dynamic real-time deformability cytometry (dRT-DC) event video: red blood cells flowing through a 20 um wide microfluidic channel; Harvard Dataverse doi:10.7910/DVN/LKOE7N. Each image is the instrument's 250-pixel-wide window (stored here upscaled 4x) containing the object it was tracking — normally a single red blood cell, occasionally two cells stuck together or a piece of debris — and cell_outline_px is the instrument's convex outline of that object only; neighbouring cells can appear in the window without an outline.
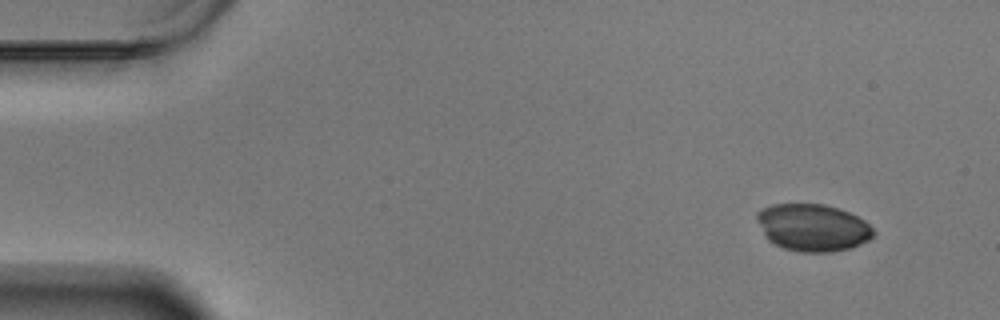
{"species": "Egyptian fruit bat (a non-hibernating species)", "species_latin": "Rousettus aegyptiacus", "temperature_condition": "warm", "stored_images_in_passage": 55, "camera_frame_rate_fps": 3000, "um_per_image_px": 0.085, "animal": {"sex": "male"}, "frame": {"image": 1, "passage_image": 1, "time_ms": 0.0, "image_size_px": [1000, 320], "cell_outline_px": [[876, 232], [868, 240], [852, 248], [832, 252], [800, 252], [784, 248], [768, 240], [764, 236], [756, 220], [756, 212], [772, 204], [824, 204], [840, 208], [864, 220]], "centroid_in_image_um": [69.07, 19.34], "position_along_channel_um": 15.9, "area_um2": 32.19}}
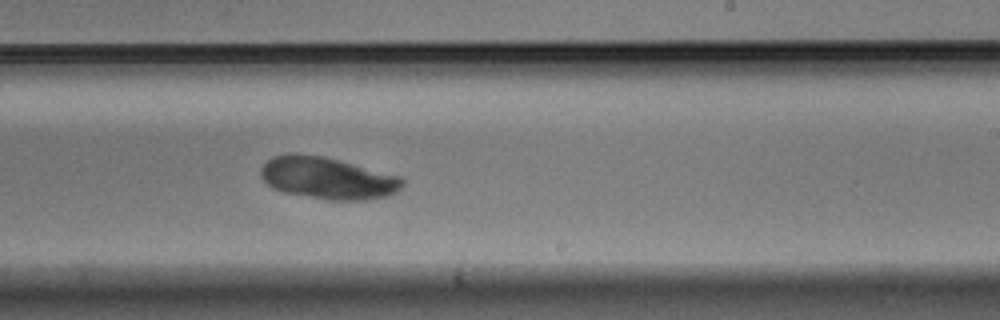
{"frame": {"image": 2, "passage_image": 32, "time_ms": 10.333, "image_size_px": [1000, 320], "cell_outline_px": [[404, 184], [396, 192], [388, 196], [364, 200], [328, 200], [284, 192], [272, 188], [260, 176], [260, 168], [272, 156], [324, 156], [400, 176], [404, 180]], "centroid_in_image_um": [27.88, 15.17], "position_along_channel_um": 261.1, "area_um2": 34.04}}
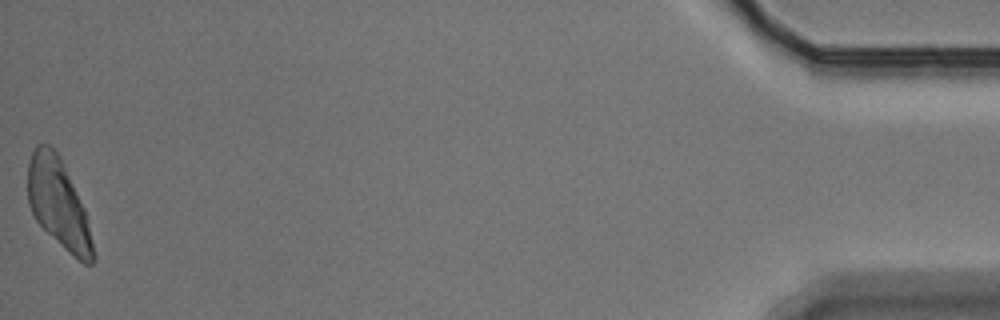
{"frame": {"image": 3, "passage_image": 55, "time_ms": 18.0, "image_size_px": [1000, 320], "cell_outline_px": [[96, 260], [92, 264], [84, 264], [64, 248], [36, 220], [28, 204], [28, 164], [32, 152], [36, 144], [48, 144], [60, 156], [84, 208], [96, 256]], "centroid_in_image_um": [4.97, 17.31], "position_along_channel_um": 430.2, "area_um2": 33.41}}